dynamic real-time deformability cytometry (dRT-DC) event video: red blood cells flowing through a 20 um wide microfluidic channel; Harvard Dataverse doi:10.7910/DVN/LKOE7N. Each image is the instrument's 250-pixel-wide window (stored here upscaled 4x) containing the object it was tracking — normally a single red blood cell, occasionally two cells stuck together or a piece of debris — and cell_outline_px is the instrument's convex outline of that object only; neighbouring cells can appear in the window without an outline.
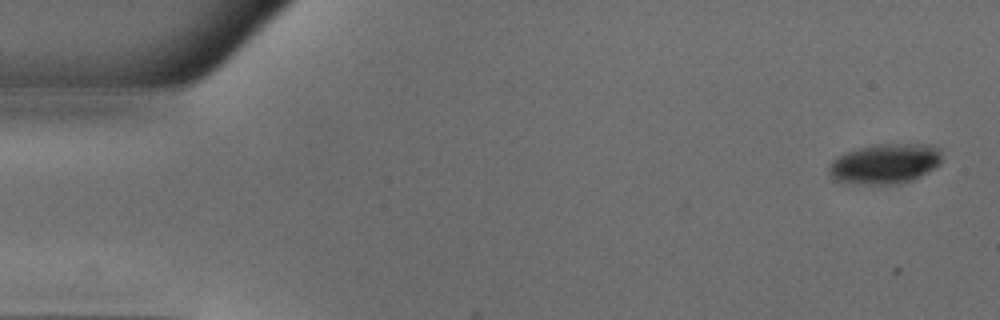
{"species": "common noctule bat (a hibernating species)", "species_latin": "Nyctalus noctula", "temperature_condition": "warm", "stored_images_in_passage": 7, "camera_frame_rate_fps": 3000, "um_per_image_px": 0.085, "animal": {"sex": "male", "body_mass_g": 18.8}, "frame": {"image": 1, "passage_image": 2, "time_ms": 0.333, "image_size_px": [1000, 320], "cell_outline_px": [[940, 164], [928, 172], [912, 180], [900, 184], [872, 184], [836, 180], [828, 172], [828, 168], [832, 160], [836, 156], [872, 144], [932, 144], [940, 148]], "centroid_in_image_um": [75.26, 13.9], "position_along_channel_um": 9.7, "area_um2": 26.24}}